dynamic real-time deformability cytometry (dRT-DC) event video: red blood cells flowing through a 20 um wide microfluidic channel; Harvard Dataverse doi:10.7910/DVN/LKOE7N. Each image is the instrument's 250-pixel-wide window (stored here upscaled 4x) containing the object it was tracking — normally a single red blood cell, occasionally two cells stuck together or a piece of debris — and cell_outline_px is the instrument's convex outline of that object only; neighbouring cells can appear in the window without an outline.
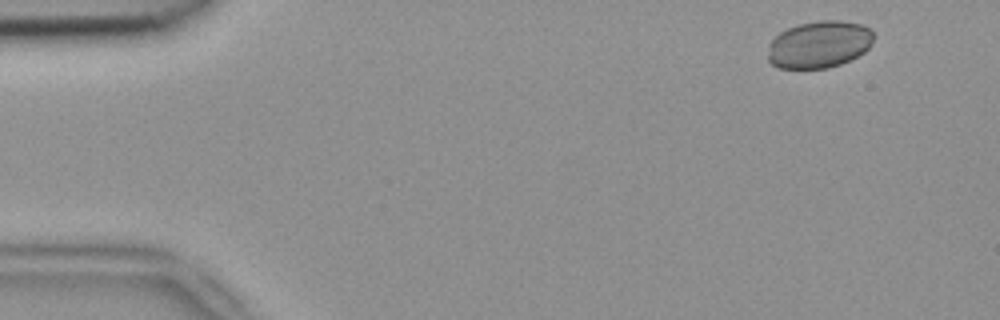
{"species": "common noctule bat (a hibernating species)", "species_latin": "Nyctalus noctula", "temperature_condition": "room temperature", "stored_images_in_passage": 4, "camera_frame_rate_fps": 3000, "um_per_image_px": 0.085, "animal": {"sex": "female", "body_mass_g": 18.4}, "frame": {"image": 1, "passage_image": 1, "time_ms": 0.0, "image_size_px": [1000, 320], "cell_outline_px": [[876, 36], [868, 48], [864, 52], [840, 64], [828, 68], [776, 68], [768, 60], [768, 44], [780, 32], [788, 28], [800, 24], [820, 20], [840, 20], [860, 24], [872, 28]], "centroid_in_image_um": [69.64, 3.77], "position_along_channel_um": 15.4, "area_um2": 29.19}}
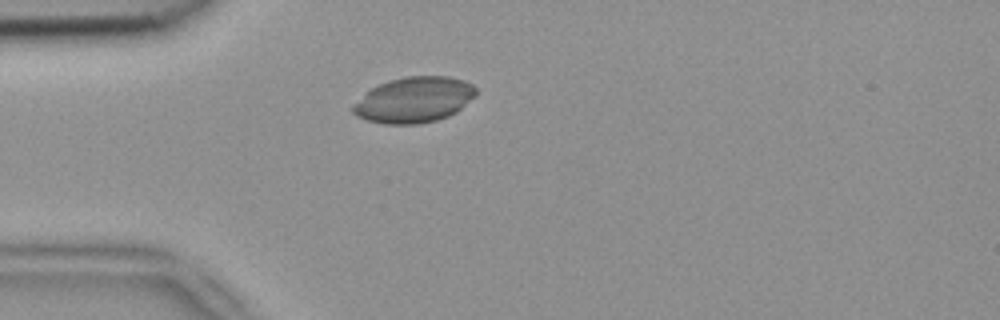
{"frame": {"image": 2, "passage_image": 4, "time_ms": 1.0, "image_size_px": [1000, 320], "cell_outline_px": [[476, 96], [456, 112], [448, 116], [436, 120], [416, 124], [384, 124], [368, 120], [356, 116], [352, 112], [352, 104], [372, 88], [388, 80], [404, 76], [448, 76], [464, 80], [472, 84], [476, 88]], "centroid_in_image_um": [35.2, 8.48], "position_along_channel_um": 49.8, "area_um2": 32.77}}